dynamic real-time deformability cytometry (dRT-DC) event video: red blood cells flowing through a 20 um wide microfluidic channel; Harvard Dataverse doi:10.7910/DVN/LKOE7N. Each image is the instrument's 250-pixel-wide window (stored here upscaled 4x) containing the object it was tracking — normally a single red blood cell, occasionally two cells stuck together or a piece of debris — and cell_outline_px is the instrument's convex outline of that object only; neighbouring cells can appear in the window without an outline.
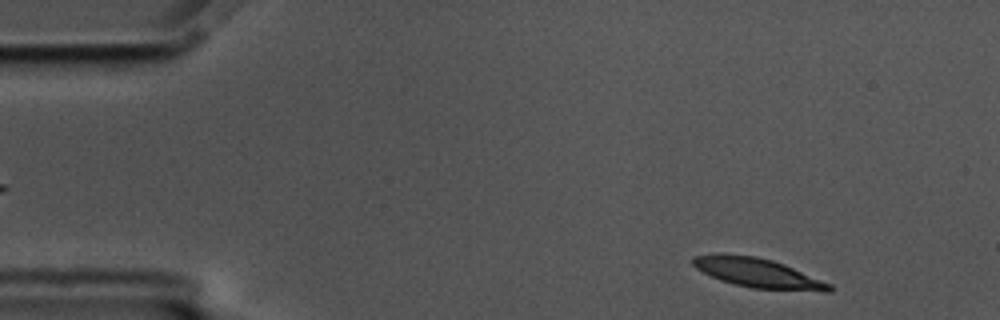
{"species": "common noctule bat (a hibernating species)", "species_latin": "Nyctalus noctula", "temperature_condition": "cold", "stored_images_in_passage": 55, "segment_of_instrument_passage": [1, 2], "camera_frame_rate_fps": 3000, "um_per_image_px": 0.085, "animal": {"sex": "male", "body_mass_g": 17.5, "forearm_length_mm": 52.3}, "frame": {"image": 1, "passage_image": 2, "time_ms": 0.333, "image_size_px": [1000, 320], "cell_outline_px": [[832, 292], [824, 292], [752, 288], [720, 280], [696, 268], [692, 264], [692, 256], [756, 256], [772, 260], [784, 264], [832, 284]], "centroid_in_image_um": [64.54, 23.25], "position_along_channel_um": 20.5, "area_um2": 22.66}}
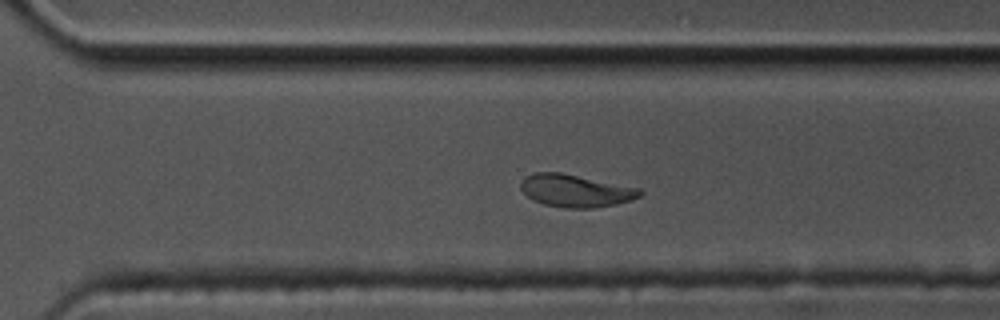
{"frame": {"image": 2, "passage_image": 36, "time_ms": 11.667, "image_size_px": [1000, 320], "cell_outline_px": [[644, 192], [640, 196], [632, 200], [616, 204], [592, 208], [564, 208], [544, 204], [532, 200], [520, 188], [520, 180], [524, 176], [532, 172], [560, 172], [640, 188]], "centroid_in_image_um": [48.9, 16.2], "position_along_channel_um": 321.7, "area_um2": 22.77}}
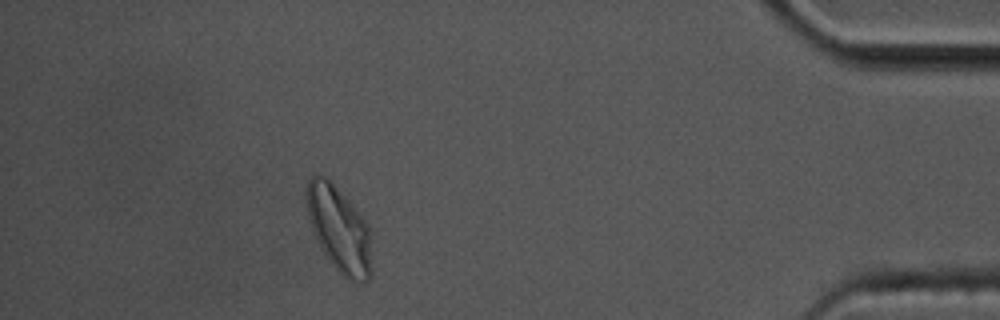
{"frame": {"image": 3, "passage_image": 48, "time_ms": 15.667, "image_size_px": [1000, 320], "cell_outline_px": [[372, 276], [368, 280], [360, 284], [352, 284], [328, 260], [316, 240], [308, 216], [304, 196], [308, 180], [316, 172], [324, 176], [348, 200], [368, 224], [372, 236]], "centroid_in_image_um": [28.85, 19.54], "position_along_channel_um": 406.3, "area_um2": 33.18}}